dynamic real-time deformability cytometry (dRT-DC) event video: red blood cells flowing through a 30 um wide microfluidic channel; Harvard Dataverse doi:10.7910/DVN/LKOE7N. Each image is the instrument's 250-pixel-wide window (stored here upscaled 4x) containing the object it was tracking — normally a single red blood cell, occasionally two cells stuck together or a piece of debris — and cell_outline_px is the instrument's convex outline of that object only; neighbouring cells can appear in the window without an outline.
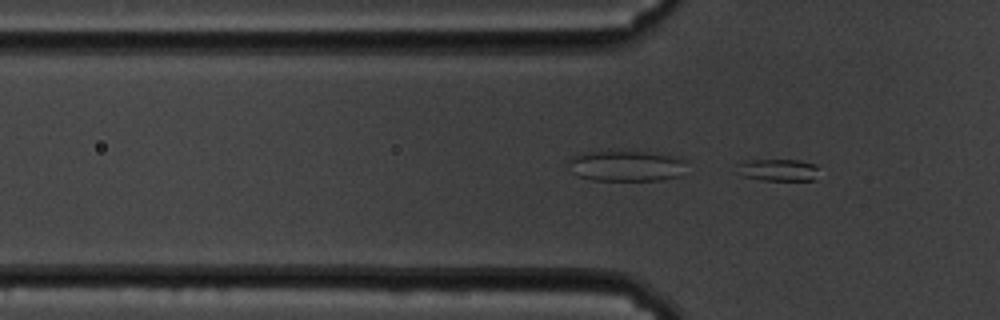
{"species": "common noctule bat (a hibernating species)", "species_latin": "Nyctalus noctula", "temperature_condition": "cold", "stored_images_in_passage": 17, "camera_frame_rate_fps": 3000, "um_per_image_px": 0.085, "animal": {"sex": "male", "body_mass_g": 19.5, "forearm_length_mm": 54.6}, "frame": {"image": 1, "passage_image": 17, "time_ms": 5.333, "image_size_px": [1000, 320], "cell_outline_px": [[816, 180], [760, 180], [740, 176], [736, 164], [748, 160], [800, 160], [812, 164], [816, 168]], "centroid_in_image_um": [66.07, 14.45], "position_along_channel_um": 59.7, "area_um2": 10.46}}